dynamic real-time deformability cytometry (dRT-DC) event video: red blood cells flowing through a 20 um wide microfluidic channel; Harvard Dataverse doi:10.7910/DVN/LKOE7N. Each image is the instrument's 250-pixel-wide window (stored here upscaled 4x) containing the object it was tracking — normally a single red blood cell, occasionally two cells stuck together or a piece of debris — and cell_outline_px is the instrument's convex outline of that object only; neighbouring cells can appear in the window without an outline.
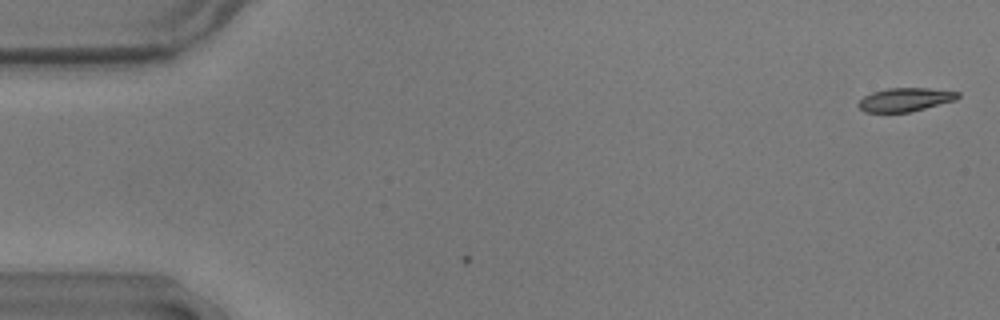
{"species": "common noctule bat (a hibernating species)", "species_latin": "Nyctalus noctula", "temperature_condition": "warm", "stored_images_in_passage": 2, "camera_frame_rate_fps": 3000, "um_per_image_px": 0.085, "animal": {"sex": "male", "body_mass_g": 17.9}, "frame": {"image": 1, "passage_image": 2, "time_ms": 0.333, "image_size_px": [1000, 320], "cell_outline_px": [[960, 96], [956, 100], [912, 112], [864, 112], [856, 104], [864, 96], [872, 92], [888, 88], [928, 88], [960, 92]], "centroid_in_image_um": [76.95, 8.47], "position_along_channel_um": 8.0, "area_um2": 13.76}}